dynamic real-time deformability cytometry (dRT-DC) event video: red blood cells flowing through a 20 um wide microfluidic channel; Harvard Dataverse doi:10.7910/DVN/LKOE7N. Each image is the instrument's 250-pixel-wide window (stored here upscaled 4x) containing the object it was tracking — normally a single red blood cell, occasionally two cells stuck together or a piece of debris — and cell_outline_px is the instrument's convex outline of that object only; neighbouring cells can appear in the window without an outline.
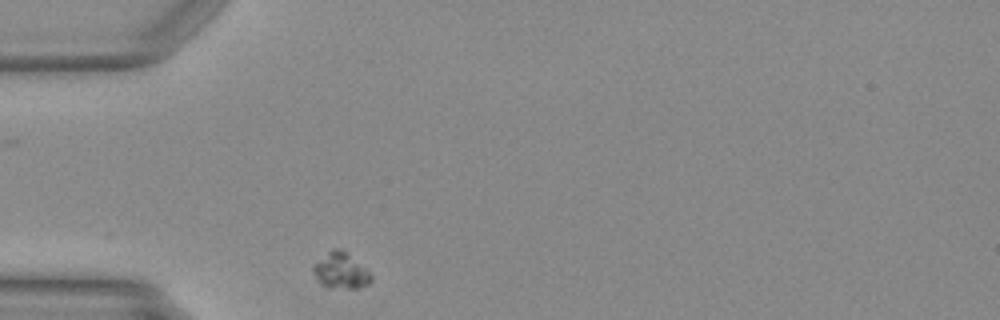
{"species": "Egyptian fruit bat (a non-hibernating species)", "species_latin": "Rousettus aegyptiacus", "temperature_condition": "warm", "stored_images_in_passage": 8, "camera_frame_rate_fps": 3000, "um_per_image_px": 0.085, "animal": {"sex": "female"}, "frame": {"image": 1, "passage_image": 1, "time_ms": 0.0, "image_size_px": [1000, 320], "cell_outline_px": [[372, 280], [368, 284], [356, 288], [328, 288], [316, 276], [312, 268], [328, 252], [336, 248], [340, 248], [368, 272], [372, 276]], "centroid_in_image_um": [28.98, 23.04], "position_along_channel_um": 56.0, "area_um2": 11.33}}
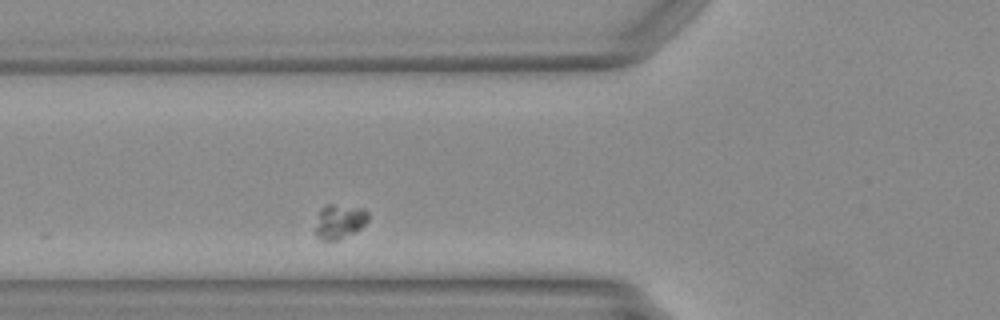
{"frame": {"image": 2, "passage_image": 5, "time_ms": 1.333, "image_size_px": [1000, 320], "cell_outline_px": [[368, 220], [356, 232], [336, 240], [320, 240], [316, 236], [316, 228], [320, 208], [328, 204], [332, 204], [364, 208], [368, 212]], "centroid_in_image_um": [28.86, 18.82], "position_along_channel_um": 96.9, "area_um2": 10.52}}